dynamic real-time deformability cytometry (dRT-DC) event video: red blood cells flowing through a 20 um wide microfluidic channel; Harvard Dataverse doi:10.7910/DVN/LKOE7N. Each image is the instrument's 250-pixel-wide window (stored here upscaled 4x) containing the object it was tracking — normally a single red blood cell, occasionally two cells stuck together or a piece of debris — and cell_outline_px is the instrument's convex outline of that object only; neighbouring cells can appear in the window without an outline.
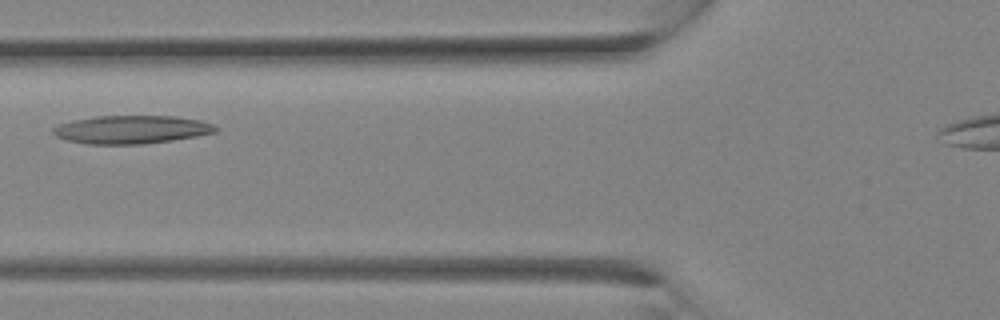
{"species": "Egyptian fruit bat (a non-hibernating species)", "species_latin": "Rousettus aegyptiacus", "temperature_condition": "room temperature", "stored_images_in_passage": 4, "camera_frame_rate_fps": 3000, "um_per_image_px": 0.085, "animal": {"sex": "female"}, "frame": {"image": 1, "passage_image": 3, "time_ms": 0.667, "image_size_px": [1000, 320], "cell_outline_px": [[220, 128], [216, 132], [196, 136], [172, 140], [144, 144], [88, 144], [68, 140], [56, 136], [52, 132], [52, 128], [60, 124], [72, 120], [96, 116], [176, 116], [200, 120], [212, 124]], "centroid_in_image_um": [11.19, 11.01], "position_along_channel_um": 114.6, "area_um2": 26.7}}